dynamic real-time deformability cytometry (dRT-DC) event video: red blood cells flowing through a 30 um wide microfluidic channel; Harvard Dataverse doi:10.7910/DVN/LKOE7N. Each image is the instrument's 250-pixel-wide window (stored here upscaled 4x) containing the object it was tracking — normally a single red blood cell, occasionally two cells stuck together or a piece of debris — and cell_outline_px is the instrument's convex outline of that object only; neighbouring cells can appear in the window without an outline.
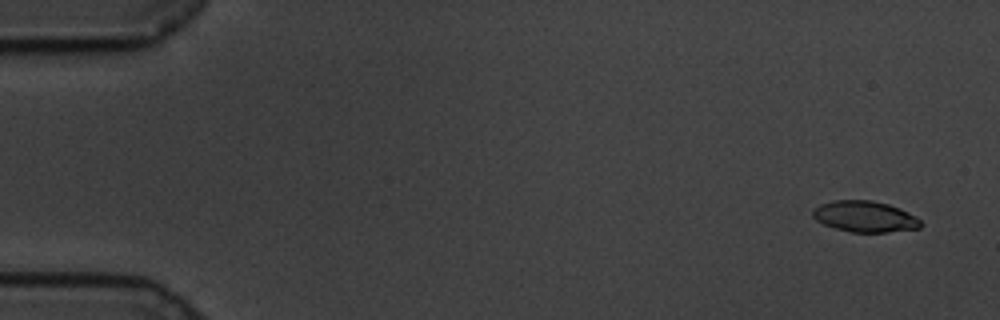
{"species": "common noctule bat (a hibernating species)", "species_latin": "Nyctalus noctula", "temperature_condition": "cold", "stored_images_in_passage": 59, "camera_frame_rate_fps": 3000, "um_per_image_px": 0.085, "animal": {"sex": "male", "body_mass_g": 19.5, "forearm_length_mm": 54.6}, "frame": {"image": 1, "passage_image": 3, "time_ms": 0.667, "image_size_px": [1000, 320], "cell_outline_px": [[924, 224], [920, 228], [884, 232], [852, 232], [836, 228], [824, 224], [816, 220], [812, 216], [812, 208], [820, 204], [832, 200], [872, 200], [888, 204], [900, 208], [916, 216]], "centroid_in_image_um": [73.51, 18.39], "position_along_channel_um": 11.5, "area_um2": 19.65}}
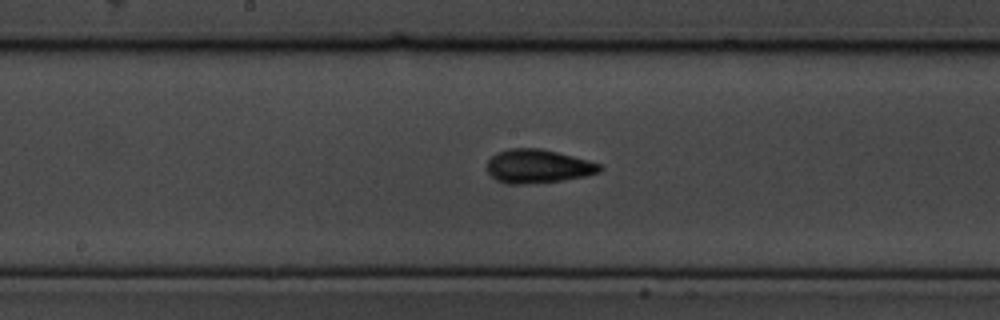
{"frame": {"image": 2, "passage_image": 31, "time_ms": 10.0, "image_size_px": [1000, 320], "cell_outline_px": [[604, 168], [600, 172], [588, 176], [560, 180], [524, 184], [508, 184], [496, 180], [488, 172], [488, 160], [496, 152], [508, 148], [540, 148], [588, 160], [600, 164]], "centroid_in_image_um": [45.73, 14.13], "position_along_channel_um": 202.5, "area_um2": 22.08}}
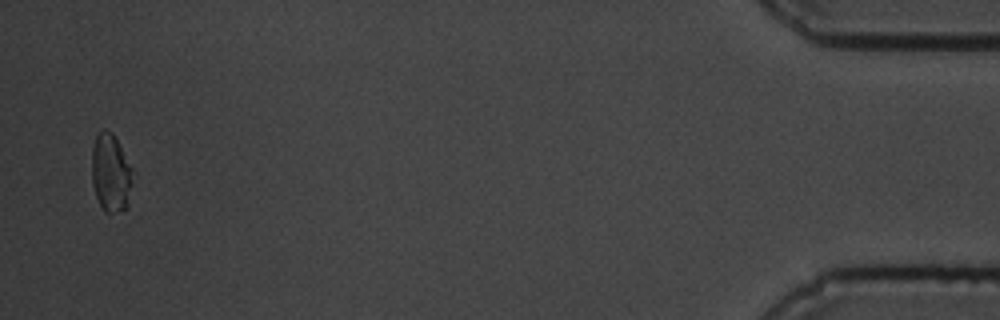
{"frame": {"image": 3, "passage_image": 58, "time_ms": 19.0, "image_size_px": [1000, 320], "cell_outline_px": [[132, 184], [128, 208], [112, 212], [104, 212], [96, 196], [92, 184], [92, 148], [96, 136], [104, 128], [112, 132], [132, 168]], "centroid_in_image_um": [9.41, 14.71], "position_along_channel_um": 425.8, "area_um2": 18.55}, "authors_computed_cell_mechanics": {"area_um2": 20.1144, "velocity_mm_per_s": 3.4123, "shape_relaxation_time_tau1_ms": 3.7226, "shape_relaxation_time_tau2_ms": 1.4034, "deformation_change_tau1": 0.1381, "deformation_change_tau2": 0.0772}}